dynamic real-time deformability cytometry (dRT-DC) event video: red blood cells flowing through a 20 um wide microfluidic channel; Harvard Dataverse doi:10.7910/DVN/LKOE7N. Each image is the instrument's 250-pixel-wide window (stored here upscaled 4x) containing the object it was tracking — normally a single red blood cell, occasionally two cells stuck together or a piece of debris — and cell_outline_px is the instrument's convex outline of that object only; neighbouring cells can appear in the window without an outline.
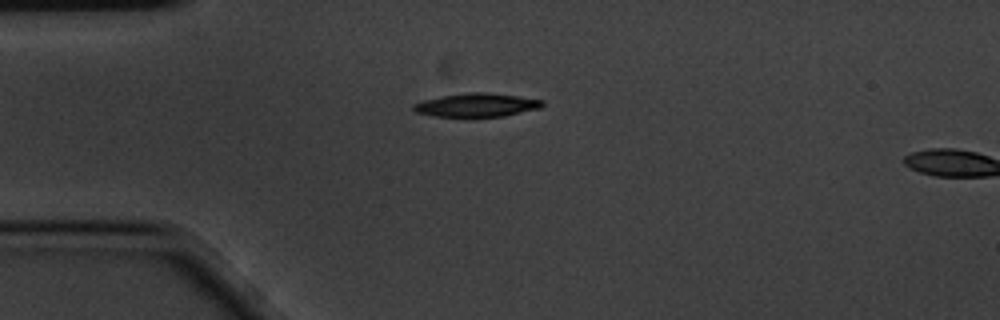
{"species": "common noctule bat (a hibernating species)", "species_latin": "Nyctalus noctula", "temperature_condition": "cold", "stored_images_in_passage": 2, "camera_frame_rate_fps": 3000, "um_per_image_px": 0.085, "animal": {"sex": "male", "body_mass_g": 20.1, "forearm_length_mm": 53.5}, "frame": {"image": 1, "passage_image": 1, "time_ms": 0.0, "image_size_px": [1000, 320], "cell_outline_px": [[544, 104], [540, 108], [504, 116], [432, 116], [416, 112], [412, 108], [412, 104], [424, 100], [444, 96], [468, 92], [484, 92], [516, 96], [544, 100]], "centroid_in_image_um": [40.52, 8.93], "position_along_channel_um": 44.5, "area_um2": 17.4}}